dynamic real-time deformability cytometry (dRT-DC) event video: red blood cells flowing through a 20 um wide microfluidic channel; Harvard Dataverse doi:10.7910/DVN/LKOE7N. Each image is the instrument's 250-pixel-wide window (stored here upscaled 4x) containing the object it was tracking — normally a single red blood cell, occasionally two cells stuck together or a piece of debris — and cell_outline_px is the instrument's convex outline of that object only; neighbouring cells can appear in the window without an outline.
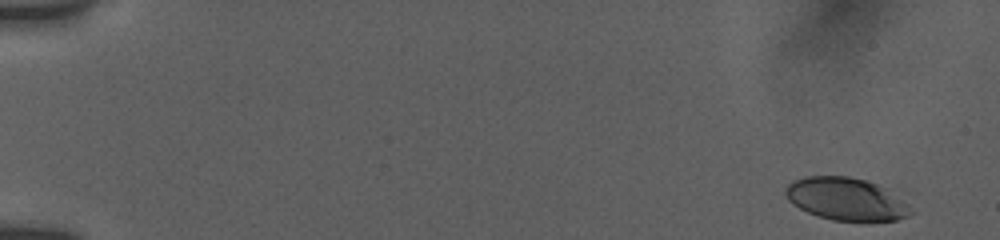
{"species": "human", "species_latin": "Homo sapiens", "temperature_condition": "room temperature", "stored_images_in_passage": 10, "camera_frame_rate_fps": 3000, "um_per_image_px": 0.085, "donor": {"sex": "female"}, "frame": {"image": 1, "passage_image": 1, "time_ms": 0.0, "image_size_px": [1000, 240], "cell_outline_px": [[912, 212], [908, 216], [896, 220], [864, 224], [832, 220], [808, 212], [792, 204], [788, 200], [784, 192], [784, 188], [792, 180], [804, 176], [848, 176], [864, 180], [888, 188], [908, 204], [912, 208]], "centroid_in_image_um": [71.94, 16.95], "position_along_channel_um": 13.1, "area_um2": 31.96}}
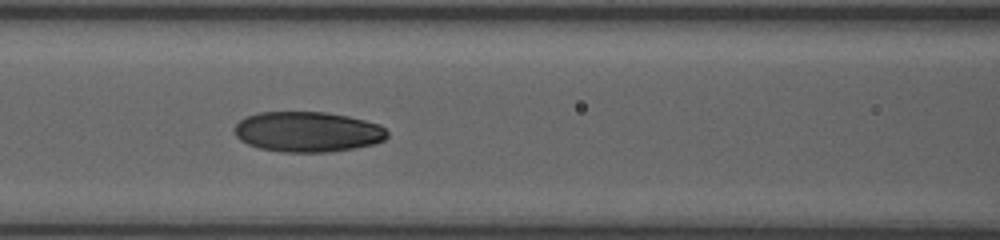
{"frame": {"image": 2, "passage_image": 9, "time_ms": 7.667, "image_size_px": [1000, 240], "cell_outline_px": [[388, 136], [384, 140], [372, 144], [352, 148], [328, 152], [280, 152], [260, 148], [248, 144], [240, 140], [236, 136], [232, 128], [244, 116], [260, 112], [324, 112], [348, 116], [380, 124], [388, 132]], "centroid_in_image_um": [26.11, 11.2], "position_along_channel_um": 140.5, "area_um2": 36.01}}
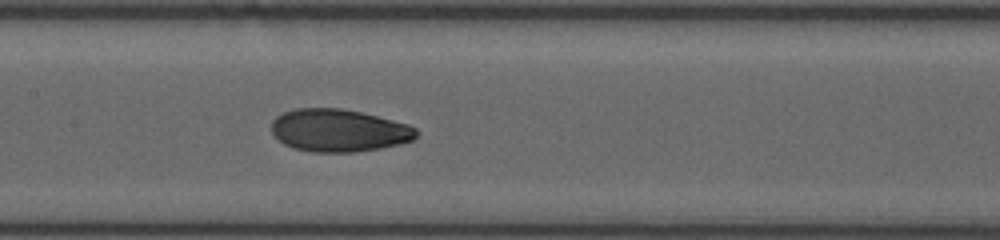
{"frame": {"image": 3, "passage_image": 10, "time_ms": 8.667, "image_size_px": [1000, 240], "cell_outline_px": [[420, 132], [412, 140], [400, 144], [384, 148], [356, 152], [312, 152], [292, 148], [276, 140], [272, 132], [272, 120], [276, 116], [284, 112], [296, 108], [340, 108], [360, 112], [408, 124], [416, 128]], "centroid_in_image_um": [28.78, 11.1], "position_along_channel_um": 178.6, "area_um2": 36.24}}